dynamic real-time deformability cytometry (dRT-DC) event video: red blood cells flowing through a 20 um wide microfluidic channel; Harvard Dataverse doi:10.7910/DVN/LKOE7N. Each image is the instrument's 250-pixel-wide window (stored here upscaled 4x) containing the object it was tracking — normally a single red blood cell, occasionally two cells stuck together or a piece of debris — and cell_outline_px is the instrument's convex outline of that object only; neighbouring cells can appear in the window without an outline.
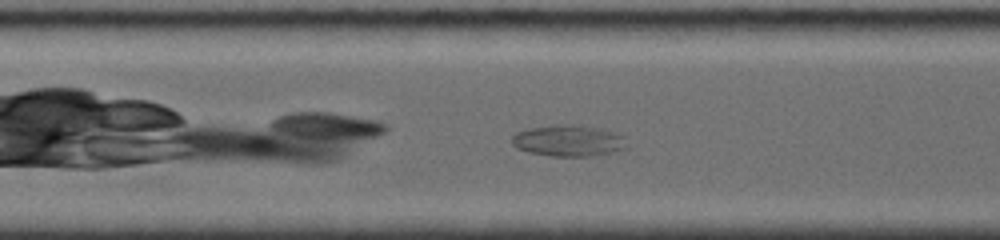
{"species": "common noctule bat (a hibernating species)", "species_latin": "Nyctalus noctula", "temperature_condition": "room temperature", "stored_images_in_passage": 18, "camera_frame_rate_fps": 4000, "um_per_image_px": 0.085, "animal": {"sex": "female", "body_mass_g": 19.0, "forearm_length_mm": 56.7}, "frame": {"image": 1, "passage_image": 8, "time_ms": 3.0, "image_size_px": [1000, 240], "cell_outline_px": [[628, 148], [612, 152], [592, 156], [548, 156], [528, 152], [516, 148], [512, 144], [512, 136], [516, 132], [528, 128], [556, 124], [572, 124], [596, 128], [612, 132], [624, 136]], "centroid_in_image_um": [48.29, 11.96], "position_along_channel_um": 159.1, "area_um2": 21.1}}
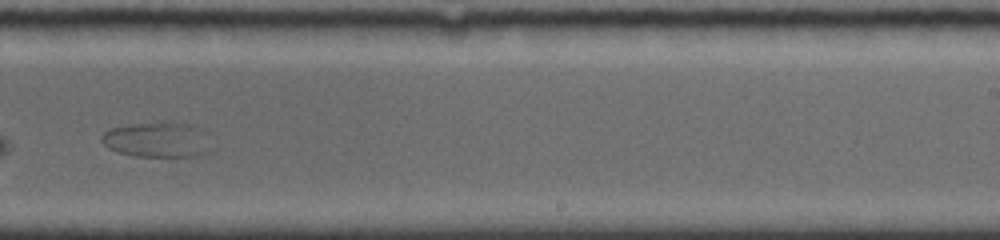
{"frame": {"image": 2, "passage_image": 14, "time_ms": 6.25, "image_size_px": [1000, 240], "cell_outline_px": [[212, 148], [208, 152], [196, 156], [136, 156], [116, 152], [108, 148], [100, 140], [100, 136], [104, 132], [112, 128], [128, 124], [164, 120], [192, 124], [196, 128]], "centroid_in_image_um": [13.29, 11.86], "position_along_channel_um": 275.7, "area_um2": 22.6}}
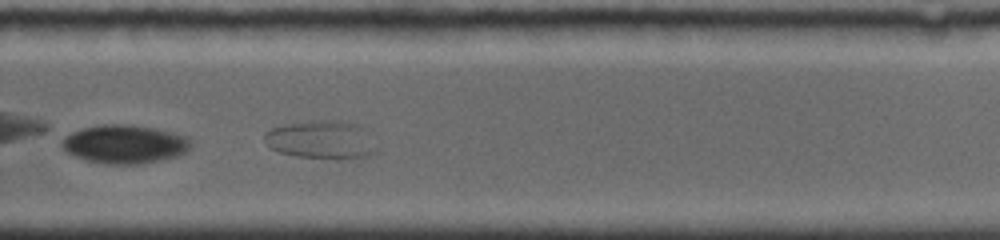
{"frame": {"image": 3, "passage_image": 15, "time_ms": 7.0, "image_size_px": [1000, 240], "cell_outline_px": [[192, 144], [184, 152], [176, 156], [140, 164], [108, 164], [88, 160], [76, 156], [68, 152], [60, 144], [64, 136], [72, 132], [84, 128], [104, 124], [132, 124], [156, 128], [188, 136], [192, 140]], "centroid_in_image_um": [10.62, 12.23], "position_along_channel_um": 319.2, "area_um2": 28.84}}